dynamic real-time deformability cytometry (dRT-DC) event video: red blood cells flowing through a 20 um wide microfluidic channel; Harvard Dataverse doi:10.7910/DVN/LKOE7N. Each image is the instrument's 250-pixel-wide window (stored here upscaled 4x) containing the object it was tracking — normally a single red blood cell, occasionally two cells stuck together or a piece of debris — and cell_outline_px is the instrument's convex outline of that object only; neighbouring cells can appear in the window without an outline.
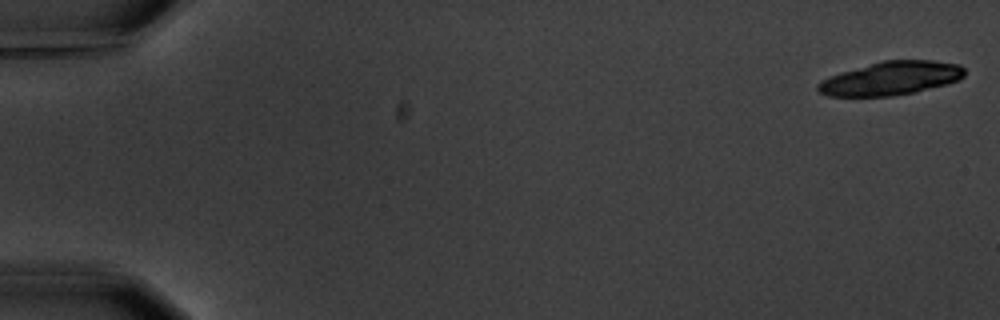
{"species": "common noctule bat (a hibernating species)", "species_latin": "Nyctalus noctula", "temperature_condition": "warm", "stored_images_in_passage": 6, "camera_frame_rate_fps": 3000, "um_per_image_px": 0.085, "animal": {"sex": "male", "body_mass_g": 20.1, "forearm_length_mm": 53.5}, "frame": {"image": 1, "passage_image": 1, "time_ms": 0.0, "image_size_px": [1000, 320], "cell_outline_px": [[964, 76], [960, 80], [948, 84], [916, 92], [892, 96], [828, 96], [820, 92], [816, 88], [816, 84], [820, 80], [840, 72], [880, 60], [932, 60], [960, 64], [964, 68]], "centroid_in_image_um": [75.73, 6.65], "position_along_channel_um": 9.3, "area_um2": 29.02}}